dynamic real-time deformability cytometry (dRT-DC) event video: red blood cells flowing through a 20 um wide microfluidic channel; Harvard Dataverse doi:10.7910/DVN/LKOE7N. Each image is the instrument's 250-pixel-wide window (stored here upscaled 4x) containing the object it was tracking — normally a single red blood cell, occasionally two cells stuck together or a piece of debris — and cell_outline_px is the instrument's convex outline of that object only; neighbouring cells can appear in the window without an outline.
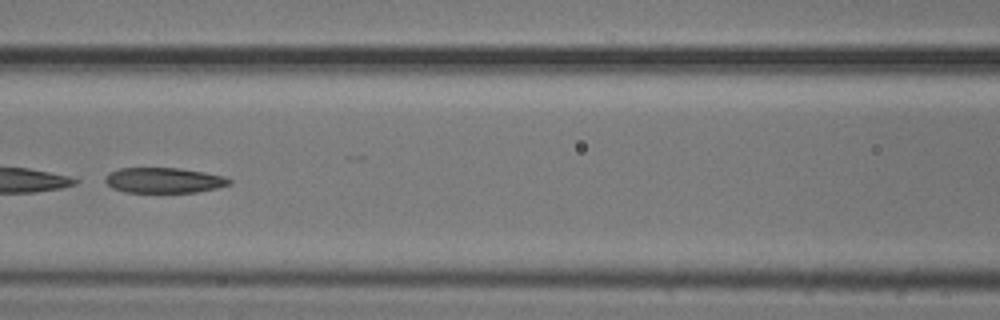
{"species": "common noctule bat (a hibernating species)", "species_latin": "Nyctalus noctula", "temperature_condition": "cold", "stored_images_in_passage": 52, "camera_frame_rate_fps": 3000, "um_per_image_px": 0.085, "animal": {"sex": "male", "body_mass_g": 20.5, "forearm_length_mm": 52.5}, "frame": {"image": 1, "passage_image": 23, "time_ms": 7.333, "image_size_px": [1000, 320], "cell_outline_px": [[232, 184], [216, 188], [196, 192], [124, 192], [112, 188], [104, 180], [104, 176], [108, 172], [120, 168], [180, 168], [204, 172], [224, 176], [232, 180]], "centroid_in_image_um": [13.91, 15.32], "position_along_channel_um": 152.7, "area_um2": 18.44}}